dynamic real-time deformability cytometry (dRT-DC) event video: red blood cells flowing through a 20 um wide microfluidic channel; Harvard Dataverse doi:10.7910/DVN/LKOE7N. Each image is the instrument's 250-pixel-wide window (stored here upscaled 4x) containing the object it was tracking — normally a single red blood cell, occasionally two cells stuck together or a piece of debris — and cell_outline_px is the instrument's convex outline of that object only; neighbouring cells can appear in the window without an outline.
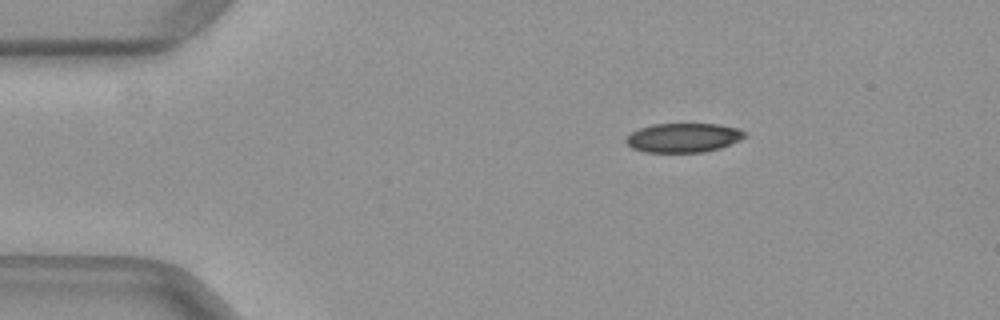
{"species": "common noctule bat (a hibernating species)", "species_latin": "Nyctalus noctula", "temperature_condition": "warm", "stored_images_in_passage": 43, "camera_frame_rate_fps": 3000, "um_per_image_px": 0.085, "animal": {"sex": "female", "body_mass_g": 29.2, "forearm_length_mm": 56.3}, "frame": {"image": 1, "passage_image": 1, "time_ms": 0.0, "image_size_px": [1000, 320], "cell_outline_px": [[748, 136], [740, 140], [720, 148], [704, 152], [644, 152], [632, 148], [624, 140], [632, 132], [640, 128], [652, 124], [716, 124], [740, 128]], "centroid_in_image_um": [58.11, 11.7], "position_along_channel_um": 26.9, "area_um2": 20.23}}
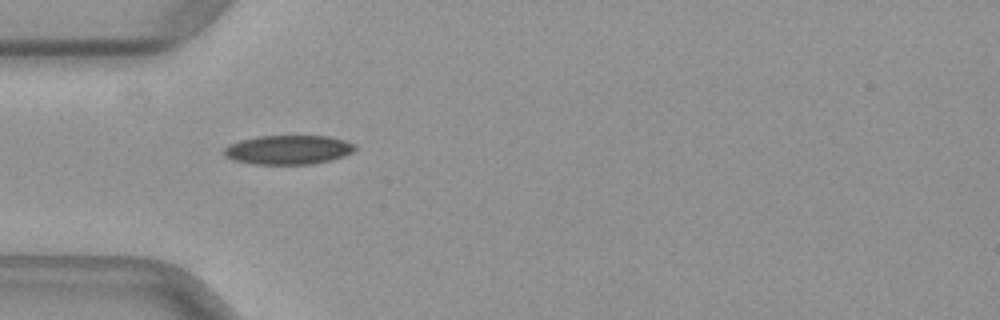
{"frame": {"image": 2, "passage_image": 8, "time_ms": 2.333, "image_size_px": [1000, 320], "cell_outline_px": [[356, 148], [352, 152], [344, 156], [332, 160], [312, 164], [252, 164], [232, 160], [224, 156], [224, 148], [228, 144], [240, 140], [256, 136], [328, 136], [344, 140], [356, 144]], "centroid_in_image_um": [24.49, 12.73], "position_along_channel_um": 60.5, "area_um2": 22.48}}